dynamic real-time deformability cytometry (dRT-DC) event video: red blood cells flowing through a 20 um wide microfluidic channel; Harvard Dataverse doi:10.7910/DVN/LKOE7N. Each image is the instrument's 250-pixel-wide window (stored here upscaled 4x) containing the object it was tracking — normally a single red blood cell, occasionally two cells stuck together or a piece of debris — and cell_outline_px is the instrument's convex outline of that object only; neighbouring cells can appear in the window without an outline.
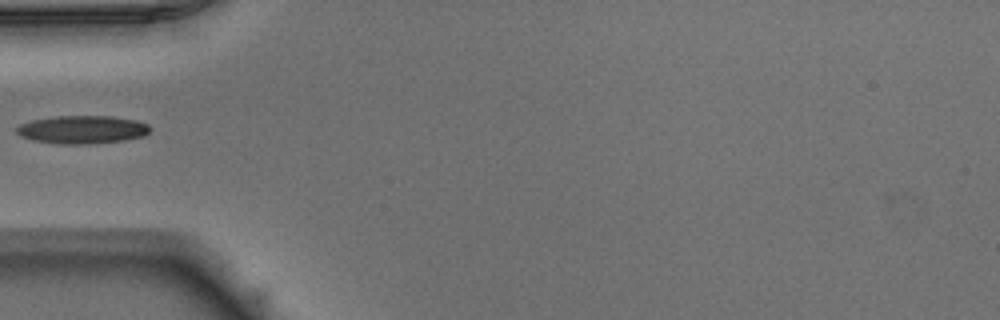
{"species": "Egyptian fruit bat (a non-hibernating species)", "species_latin": "Rousettus aegyptiacus", "temperature_condition": "warm", "stored_images_in_passage": 13, "camera_frame_rate_fps": 3000, "um_per_image_px": 0.085, "animal": {"sex": "male"}, "frame": {"image": 1, "passage_image": 1, "time_ms": 0.0, "image_size_px": [1000, 320], "cell_outline_px": [[152, 128], [144, 136], [124, 140], [88, 144], [60, 144], [32, 140], [20, 136], [16, 132], [16, 128], [20, 124], [32, 120], [60, 116], [112, 116], [136, 120], [148, 124]], "centroid_in_image_um": [7.01, 11.02], "position_along_channel_um": 78.0, "area_um2": 21.85}}
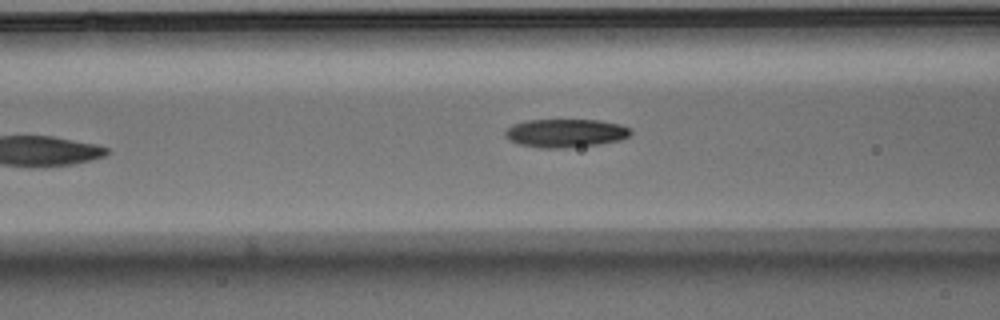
{"frame": {"image": 2, "passage_image": 4, "time_ms": 1.0, "image_size_px": [1000, 320], "cell_outline_px": [[632, 132], [628, 136], [620, 140], [600, 144], [572, 148], [540, 148], [516, 144], [508, 140], [504, 136], [504, 132], [512, 124], [528, 120], [600, 120], [620, 124], [628, 128]], "centroid_in_image_um": [48.03, 11.33], "position_along_channel_um": 118.6, "area_um2": 21.04}}
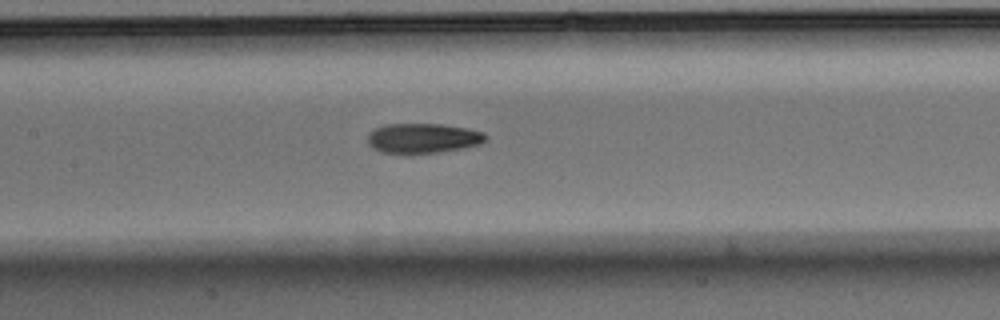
{"frame": {"image": 3, "passage_image": 8, "time_ms": 2.333, "image_size_px": [1000, 320], "cell_outline_px": [[488, 140], [480, 144], [464, 148], [440, 152], [412, 156], [404, 156], [380, 152], [372, 148], [368, 144], [368, 132], [376, 128], [388, 124], [440, 124], [468, 128], [484, 132], [488, 136]], "centroid_in_image_um": [35.94, 11.79], "position_along_channel_um": 171.5, "area_um2": 21.44}}